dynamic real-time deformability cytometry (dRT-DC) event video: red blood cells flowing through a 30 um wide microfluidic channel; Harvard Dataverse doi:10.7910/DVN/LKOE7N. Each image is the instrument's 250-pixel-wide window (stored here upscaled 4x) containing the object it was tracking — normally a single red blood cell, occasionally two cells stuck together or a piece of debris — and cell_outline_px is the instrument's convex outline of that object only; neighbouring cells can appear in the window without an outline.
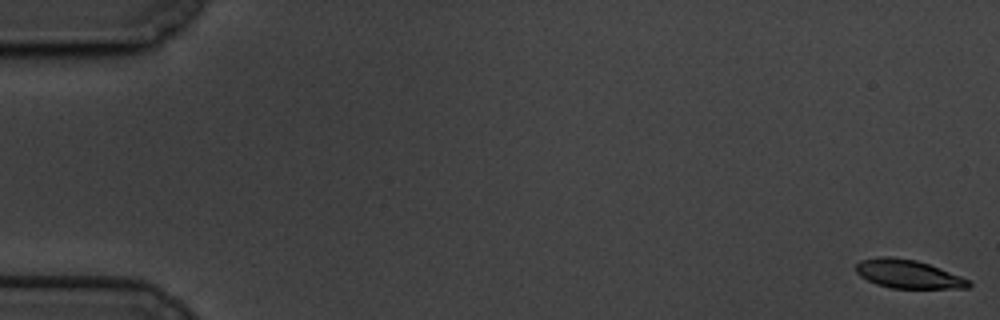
{"species": "common noctule bat (a hibernating species)", "species_latin": "Nyctalus noctula", "temperature_condition": "cold", "stored_images_in_passage": 61, "camera_frame_rate_fps": 3000, "um_per_image_px": 0.085, "animal": {"sex": "male", "body_mass_g": 19.5, "forearm_length_mm": 54.6}, "frame": {"image": 1, "passage_image": 1, "time_ms": 0.0, "image_size_px": [1000, 320], "cell_outline_px": [[972, 284], [968, 288], [892, 288], [876, 284], [860, 276], [856, 272], [856, 264], [860, 260], [880, 256], [892, 256], [916, 260], [940, 268], [972, 280]], "centroid_in_image_um": [77.2, 23.29], "position_along_channel_um": 7.8, "area_um2": 18.84}}
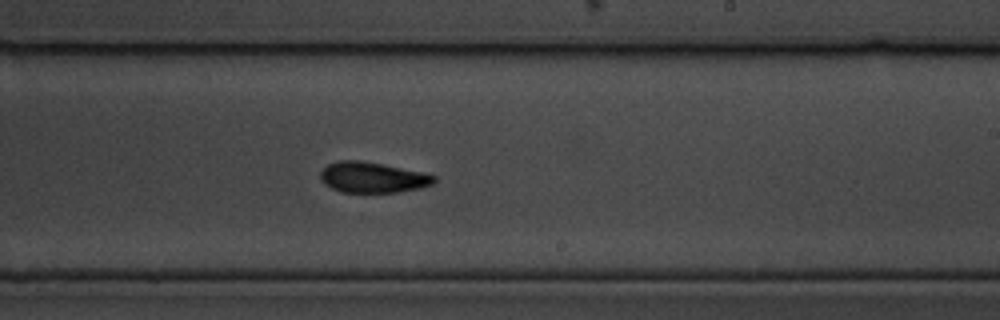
{"frame": {"image": 2, "passage_image": 37, "time_ms": 12.0, "image_size_px": [1000, 320], "cell_outline_px": [[436, 180], [432, 184], [420, 188], [396, 192], [340, 192], [324, 184], [320, 180], [320, 172], [328, 164], [340, 160], [356, 160], [380, 164], [424, 172], [436, 176]], "centroid_in_image_um": [31.65, 15.08], "position_along_channel_um": 257.3, "area_um2": 20.17}}
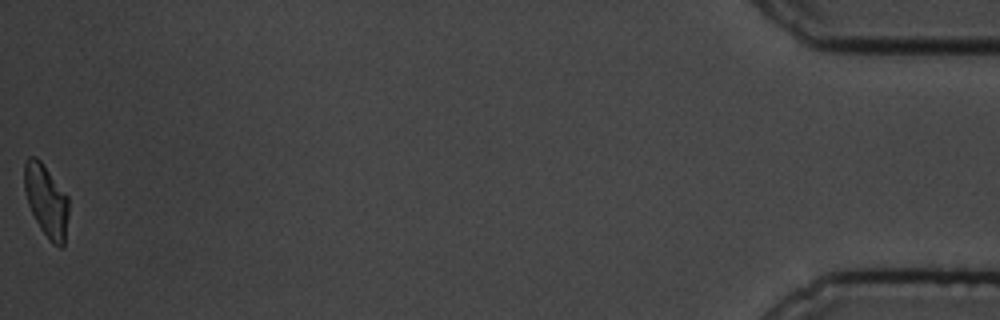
{"frame": {"image": 3, "passage_image": 61, "time_ms": 20.0, "image_size_px": [1000, 320], "cell_outline_px": [[68, 216], [64, 248], [60, 248], [52, 244], [40, 228], [28, 204], [24, 192], [24, 160], [28, 156], [36, 156], [44, 164], [68, 196]], "centroid_in_image_um": [3.93, 17.05], "position_along_channel_um": 431.3, "area_um2": 18.96}, "authors_computed_cell_mechanics": {"area_um2": 20.1144, "velocity_mm_per_s": 3.3335, "shape_relaxation_time_tau1_ms": 2.5801, "shape_relaxation_time_tau2_ms": 4.1879, "deformation_change_tau1": 0.1135, "deformation_change_tau2": 0.0973}}